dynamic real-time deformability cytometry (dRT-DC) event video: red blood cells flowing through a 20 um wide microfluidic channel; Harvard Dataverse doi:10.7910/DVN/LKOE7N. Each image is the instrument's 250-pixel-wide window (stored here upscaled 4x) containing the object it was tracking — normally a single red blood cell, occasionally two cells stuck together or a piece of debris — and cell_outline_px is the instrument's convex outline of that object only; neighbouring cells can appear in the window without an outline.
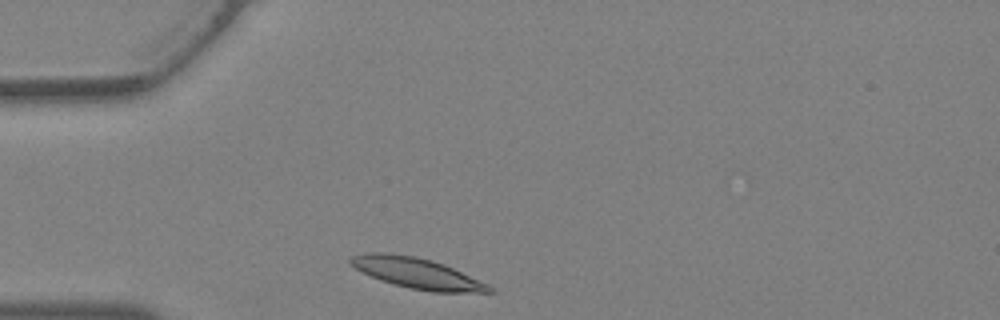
{"species": "Egyptian fruit bat (a non-hibernating species)", "species_latin": "Rousettus aegyptiacus", "temperature_condition": "warm", "stored_images_in_passage": 21, "camera_frame_rate_fps": 3000, "um_per_image_px": 0.085, "animal": {"sex": "female"}, "frame": {"image": 1, "passage_image": 1, "time_ms": 0.0, "image_size_px": [1000, 320], "cell_outline_px": [[496, 292], [432, 292], [408, 288], [392, 284], [368, 276], [360, 272], [348, 264], [348, 256], [364, 252], [388, 252], [416, 256], [432, 260], [444, 264], [488, 284]], "centroid_in_image_um": [35.33, 23.2], "position_along_channel_um": 49.7, "area_um2": 25.26}}
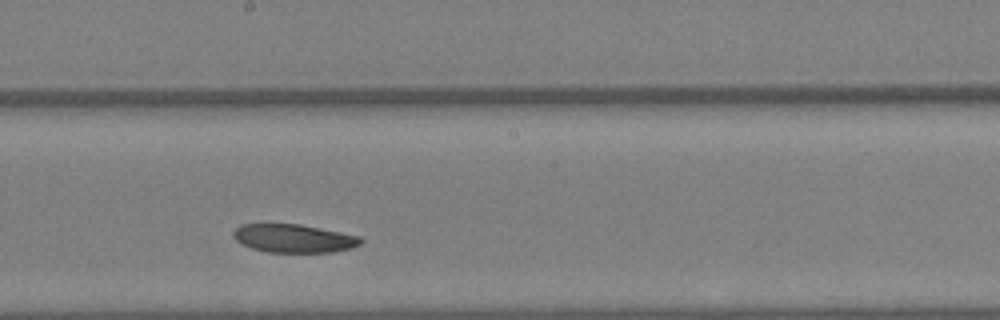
{"frame": {"image": 2, "passage_image": 12, "time_ms": 3.667, "image_size_px": [1000, 320], "cell_outline_px": [[364, 240], [360, 244], [352, 248], [332, 252], [268, 252], [252, 248], [236, 240], [232, 236], [232, 232], [240, 224], [300, 224], [360, 236]], "centroid_in_image_um": [24.98, 20.26], "position_along_channel_um": 223.2, "area_um2": 20.98}}
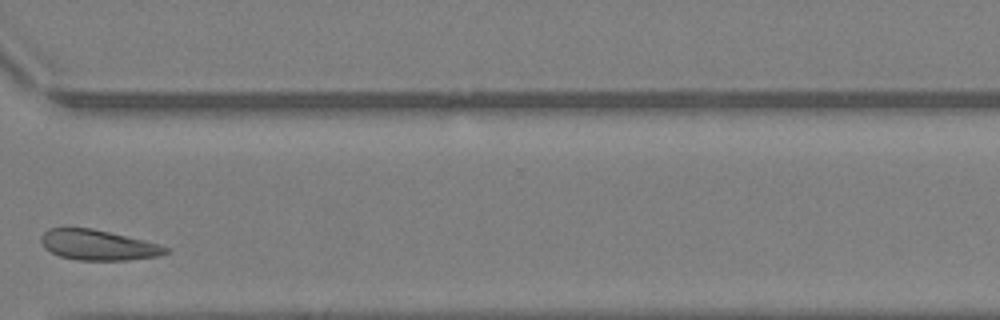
{"frame": {"image": 3, "passage_image": 20, "time_ms": 6.333, "image_size_px": [1000, 320], "cell_outline_px": [[168, 252], [160, 256], [128, 260], [76, 260], [60, 256], [44, 248], [40, 240], [40, 236], [48, 228], [92, 228], [144, 240], [160, 244], [168, 248]], "centroid_in_image_um": [8.33, 20.83], "position_along_channel_um": 362.3, "area_um2": 22.02}}